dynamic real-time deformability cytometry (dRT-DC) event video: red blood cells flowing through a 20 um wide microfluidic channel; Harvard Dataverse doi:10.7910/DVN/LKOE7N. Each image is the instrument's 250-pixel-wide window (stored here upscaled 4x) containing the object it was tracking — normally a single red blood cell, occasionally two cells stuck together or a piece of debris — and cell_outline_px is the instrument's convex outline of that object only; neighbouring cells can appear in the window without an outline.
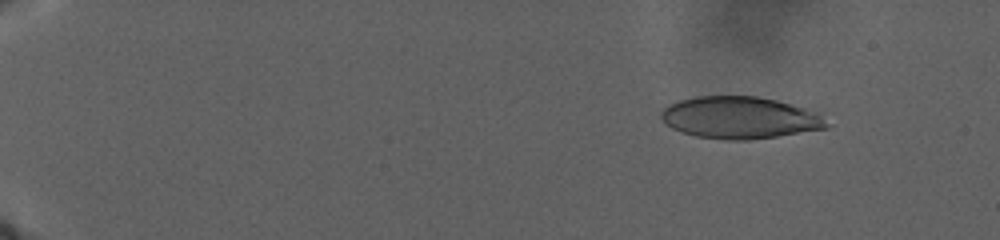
{"species": "human", "species_latin": "Homo sapiens", "temperature_condition": "warm", "stored_images_in_passage": 164, "camera_frame_rate_fps": 3000, "um_per_image_px": 0.085, "donor": {"sex": "male"}, "frame": {"image": 1, "passage_image": 23, "time_ms": 4.667, "image_size_px": [1000, 240], "cell_outline_px": [[832, 124], [828, 128], [752, 140], [724, 140], [696, 136], [672, 128], [664, 124], [660, 116], [660, 112], [668, 104], [676, 100], [696, 96], [756, 96], [776, 100], [792, 104], [820, 112]], "centroid_in_image_um": [62.92, 10.0], "position_along_channel_um": 22.1, "area_um2": 41.15}}
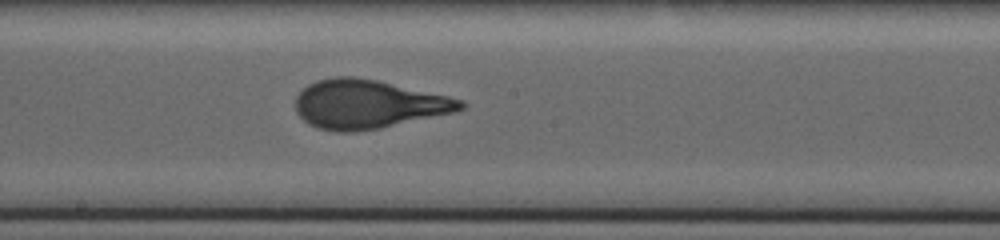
{"frame": {"image": 2, "passage_image": 96, "time_ms": 23.333, "image_size_px": [1000, 240], "cell_outline_px": [[468, 104], [464, 108], [452, 112], [380, 128], [356, 132], [336, 132], [316, 128], [308, 124], [296, 112], [296, 96], [308, 84], [316, 80], [332, 76], [352, 76], [376, 80], [448, 96], [464, 100]], "centroid_in_image_um": [31.24, 8.86], "position_along_channel_um": 217.0, "area_um2": 46.82}}
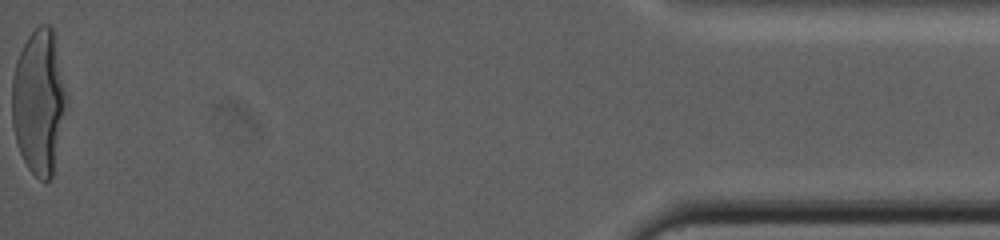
{"frame": {"image": 3, "passage_image": 164, "time_ms": 38.333, "image_size_px": [1000, 240], "cell_outline_px": [[68, 108], [52, 176], [48, 180], [40, 180], [28, 168], [20, 152], [16, 140], [12, 124], [12, 76], [16, 60], [28, 36], [40, 24], [48, 24], [52, 28], [68, 100]], "centroid_in_image_um": [3.32, 8.67], "position_along_channel_um": 431.9, "area_um2": 46.07}}